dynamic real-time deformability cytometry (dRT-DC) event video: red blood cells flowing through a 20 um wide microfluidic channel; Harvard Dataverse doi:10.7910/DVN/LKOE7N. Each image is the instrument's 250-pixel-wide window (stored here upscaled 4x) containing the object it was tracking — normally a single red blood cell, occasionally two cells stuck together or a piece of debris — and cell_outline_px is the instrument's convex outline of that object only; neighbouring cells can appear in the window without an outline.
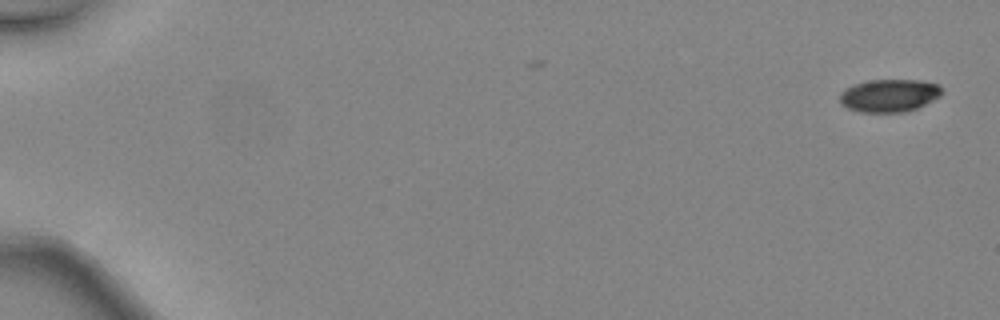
{"species": "common noctule bat (a hibernating species)", "species_latin": "Nyctalus noctula", "temperature_condition": "warm", "stored_images_in_passage": 46, "camera_frame_rate_fps": 3000, "um_per_image_px": 0.085, "animal": {"sex": "female", "body_mass_g": 24.6, "forearm_length_mm": 56.2}, "frame": {"image": 1, "passage_image": 1, "time_ms": 0.0, "image_size_px": [1000, 320], "cell_outline_px": [[940, 96], [916, 108], [904, 112], [860, 112], [848, 108], [840, 104], [840, 92], [844, 88], [852, 84], [872, 80], [920, 80], [936, 84], [940, 88]], "centroid_in_image_um": [75.51, 8.12], "position_along_channel_um": 9.5, "area_um2": 19.36}}
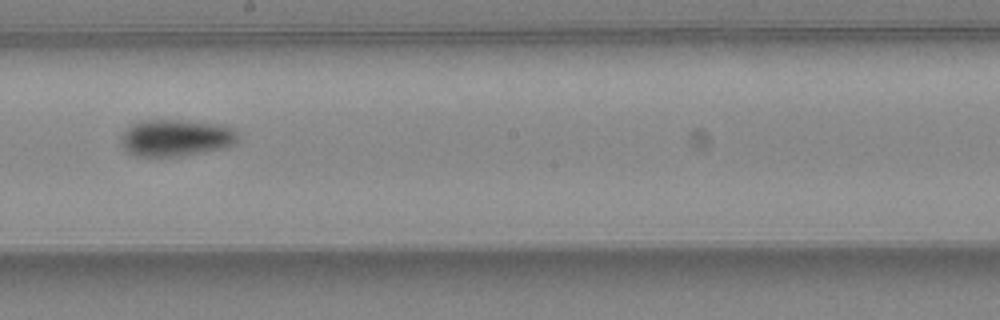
{"frame": {"image": 2, "passage_image": 28, "time_ms": 9.0, "image_size_px": [1000, 320], "cell_outline_px": [[240, 136], [236, 144], [224, 148], [180, 156], [132, 156], [124, 152], [120, 144], [120, 136], [132, 124], [140, 120], [180, 120], [224, 124], [232, 128]], "centroid_in_image_um": [14.94, 11.72], "position_along_channel_um": 233.3, "area_um2": 25.61}}
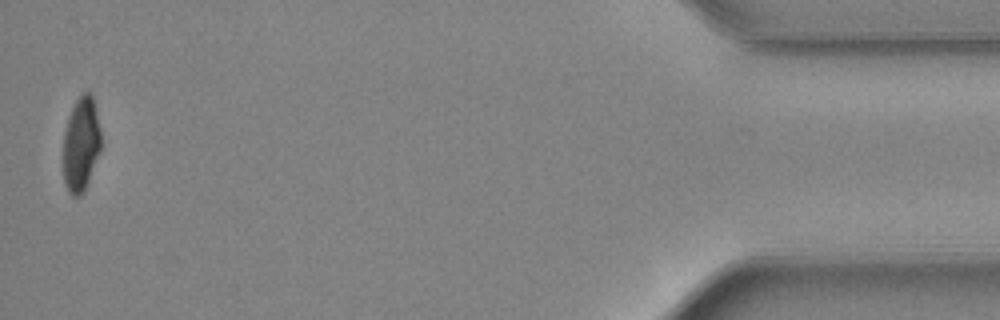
{"frame": {"image": 3, "passage_image": 46, "time_ms": 15.0, "image_size_px": [1000, 320], "cell_outline_px": [[100, 152], [84, 192], [80, 196], [72, 196], [68, 192], [64, 184], [64, 132], [68, 116], [80, 92], [88, 92], [92, 96], [100, 128]], "centroid_in_image_um": [6.88, 12.27], "position_along_channel_um": 428.3, "area_um2": 20.75}, "authors_computed_cell_mechanics": {"area_um2": 23.0622, "velocity_mm_per_s": 4.5671, "shape_relaxation_time_tau1_ms": 5.8246, "shape_relaxation_time_tau2_ms": 3.3764, "deformation_change_tau1": 0.164, "deformation_change_tau2": 0.0821}}